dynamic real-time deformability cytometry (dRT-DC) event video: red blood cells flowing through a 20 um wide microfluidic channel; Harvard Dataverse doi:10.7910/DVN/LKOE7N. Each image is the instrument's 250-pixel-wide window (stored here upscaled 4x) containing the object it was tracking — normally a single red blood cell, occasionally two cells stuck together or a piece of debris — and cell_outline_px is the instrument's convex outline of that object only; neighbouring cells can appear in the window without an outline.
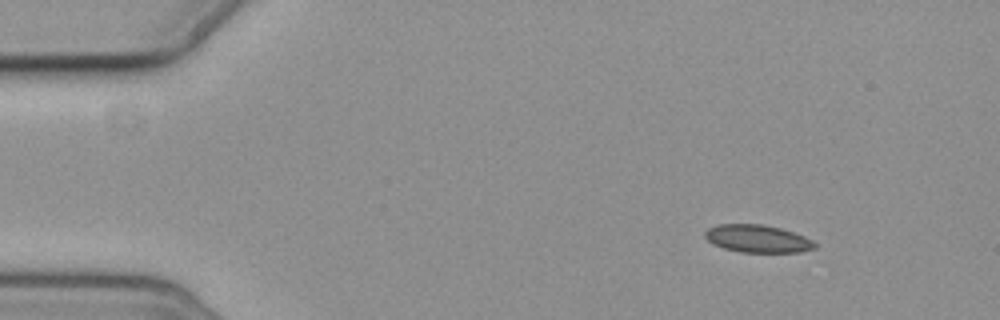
{"species": "common noctule bat (a hibernating species)", "species_latin": "Nyctalus noctula", "temperature_condition": "cold", "stored_images_in_passage": 4, "camera_frame_rate_fps": 3000, "um_per_image_px": 0.085, "animal": {"sex": "female", "body_mass_g": 19.3, "forearm_length_mm": 54.1}, "frame": {"image": 1, "passage_image": 1, "time_ms": 0.0, "image_size_px": [1000, 320], "cell_outline_px": [[816, 248], [800, 252], [740, 252], [724, 248], [712, 244], [704, 236], [704, 232], [708, 228], [720, 224], [760, 224], [780, 228], [804, 236], [812, 240], [816, 244]], "centroid_in_image_um": [64.38, 20.29], "position_along_channel_um": 20.6, "area_um2": 17.63}}